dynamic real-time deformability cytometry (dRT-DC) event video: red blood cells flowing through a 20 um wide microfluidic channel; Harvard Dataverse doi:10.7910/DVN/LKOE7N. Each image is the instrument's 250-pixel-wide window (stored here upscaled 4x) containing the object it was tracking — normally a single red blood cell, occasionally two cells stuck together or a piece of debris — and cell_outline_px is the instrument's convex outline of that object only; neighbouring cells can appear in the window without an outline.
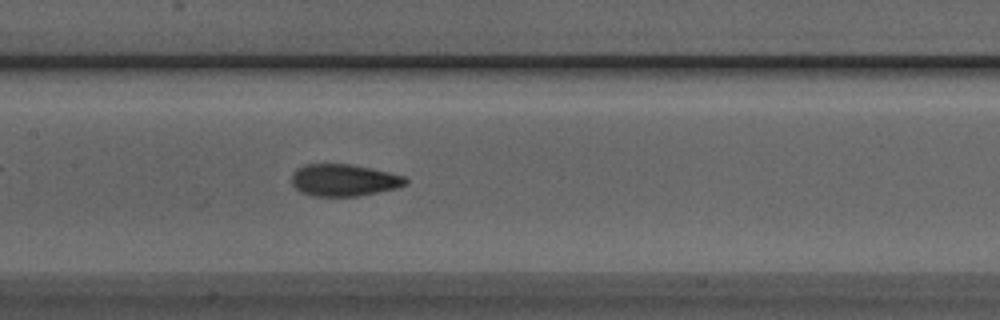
{"species": "Egyptian fruit bat (a non-hibernating species)", "species_latin": "Rousettus aegyptiacus", "temperature_condition": "room temperature", "stored_images_in_passage": 40, "camera_frame_rate_fps": 3000, "um_per_image_px": 0.085, "animal": {"sex": "male"}, "frame": {"image": 1, "passage_image": 23, "time_ms": 7.333, "image_size_px": [1000, 320], "cell_outline_px": [[408, 184], [396, 188], [360, 196], [312, 196], [300, 192], [292, 184], [292, 172], [304, 164], [348, 164], [388, 172], [404, 176], [408, 180]], "centroid_in_image_um": [29.21, 15.32], "position_along_channel_um": 178.2, "area_um2": 21.21}}
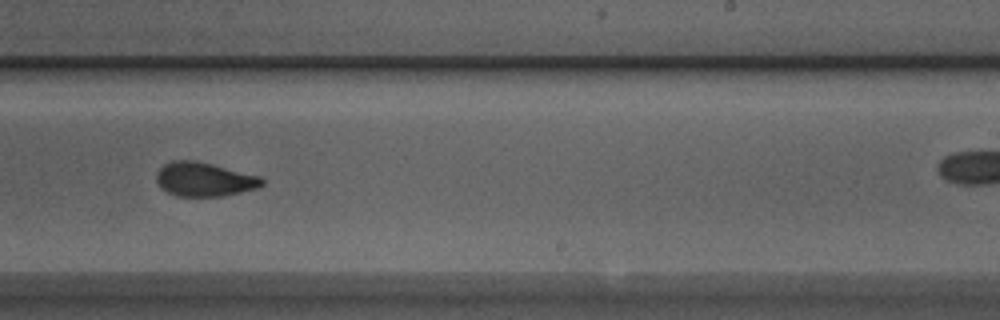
{"frame": {"image": 2, "passage_image": 30, "time_ms": 9.667, "image_size_px": [1000, 320], "cell_outline_px": [[264, 184], [256, 188], [224, 196], [176, 196], [168, 192], [156, 180], [156, 172], [164, 164], [172, 160], [196, 160], [260, 176], [264, 180]], "centroid_in_image_um": [17.36, 15.23], "position_along_channel_um": 271.6, "area_um2": 20.81}}
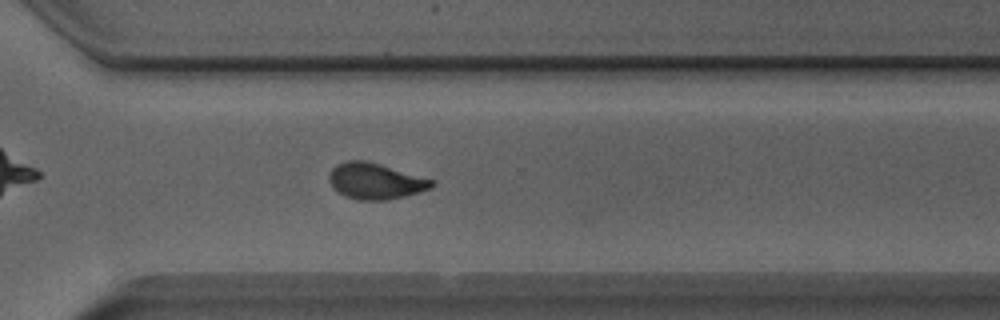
{"frame": {"image": 3, "passage_image": 35, "time_ms": 11.333, "image_size_px": [1000, 320], "cell_outline_px": [[436, 184], [432, 188], [404, 196], [384, 200], [360, 200], [344, 196], [332, 188], [328, 180], [328, 176], [332, 168], [336, 164], [348, 160], [364, 160], [380, 164], [436, 180]], "centroid_in_image_um": [31.9, 15.39], "position_along_channel_um": 338.7, "area_um2": 21.73}}